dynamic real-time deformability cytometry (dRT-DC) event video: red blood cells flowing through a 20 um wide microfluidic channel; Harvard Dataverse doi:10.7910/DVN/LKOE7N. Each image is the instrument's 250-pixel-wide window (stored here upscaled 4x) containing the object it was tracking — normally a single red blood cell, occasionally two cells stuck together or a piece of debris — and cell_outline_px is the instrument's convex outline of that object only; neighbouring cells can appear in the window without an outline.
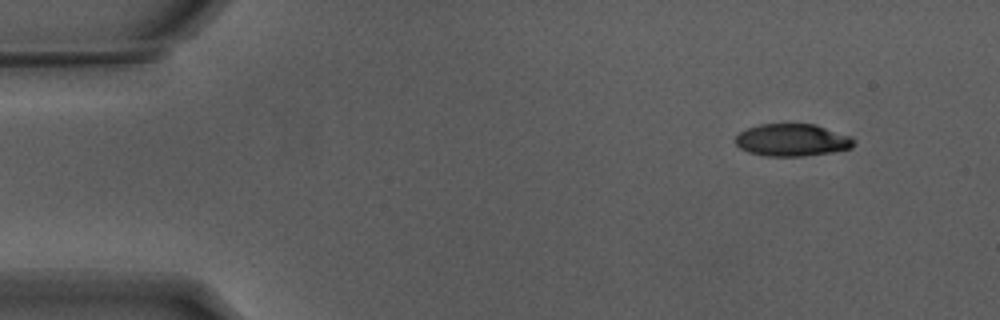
{"species": "Egyptian fruit bat (a non-hibernating species)", "species_latin": "Rousettus aegyptiacus", "temperature_condition": "warm", "stored_images_in_passage": 49, "camera_frame_rate_fps": 3000, "um_per_image_px": 0.085, "animal": {"sex": "male"}, "frame": {"image": 1, "passage_image": 1, "time_ms": 0.0, "image_size_px": [1000, 320], "cell_outline_px": [[856, 144], [852, 148], [832, 152], [804, 156], [768, 156], [748, 152], [740, 148], [732, 140], [740, 132], [748, 128], [760, 124], [816, 124], [852, 136], [856, 140]], "centroid_in_image_um": [67.37, 11.9], "position_along_channel_um": 17.6, "area_um2": 22.6}}
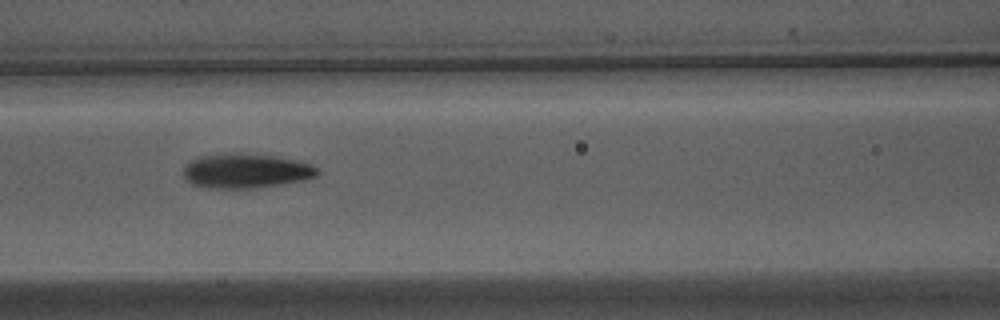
{"frame": {"image": 2, "passage_image": 19, "time_ms": 6.0, "image_size_px": [1000, 320], "cell_outline_px": [[320, 172], [316, 176], [300, 180], [280, 184], [248, 188], [204, 188], [192, 184], [184, 176], [184, 168], [192, 160], [204, 156], [236, 152], [272, 156], [312, 164]], "centroid_in_image_um": [20.88, 14.53], "position_along_channel_um": 145.7, "area_um2": 26.41}}
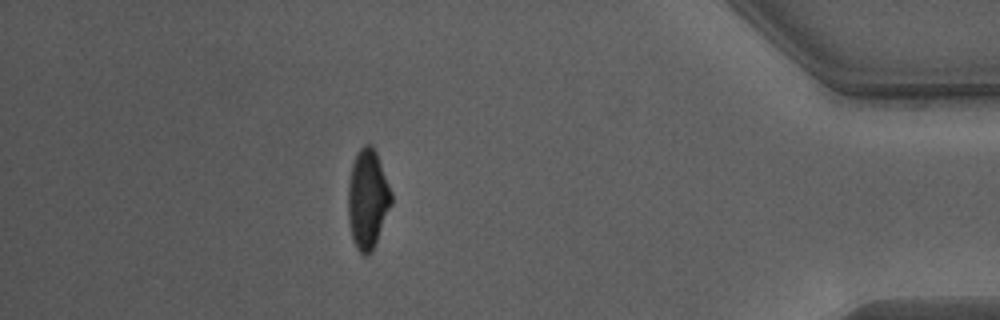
{"frame": {"image": 3, "passage_image": 43, "time_ms": 14.0, "image_size_px": [1000, 320], "cell_outline_px": [[392, 204], [372, 252], [368, 256], [364, 256], [356, 248], [352, 240], [348, 220], [348, 184], [352, 164], [360, 148], [364, 144], [372, 144], [376, 152], [392, 192]], "centroid_in_image_um": [31.25, 16.95], "position_along_channel_um": 404.0, "area_um2": 25.2}, "authors_computed_cell_mechanics": {"area_um2": 25.0852, "velocity_mm_per_s": 3.8329, "shape_relaxation_time_tau1_ms": 2.7961, "shape_relaxation_time_tau2_ms": 1.5191, "deformation_change_tau1": 0.1694, "deformation_change_tau2": 0.0814}}